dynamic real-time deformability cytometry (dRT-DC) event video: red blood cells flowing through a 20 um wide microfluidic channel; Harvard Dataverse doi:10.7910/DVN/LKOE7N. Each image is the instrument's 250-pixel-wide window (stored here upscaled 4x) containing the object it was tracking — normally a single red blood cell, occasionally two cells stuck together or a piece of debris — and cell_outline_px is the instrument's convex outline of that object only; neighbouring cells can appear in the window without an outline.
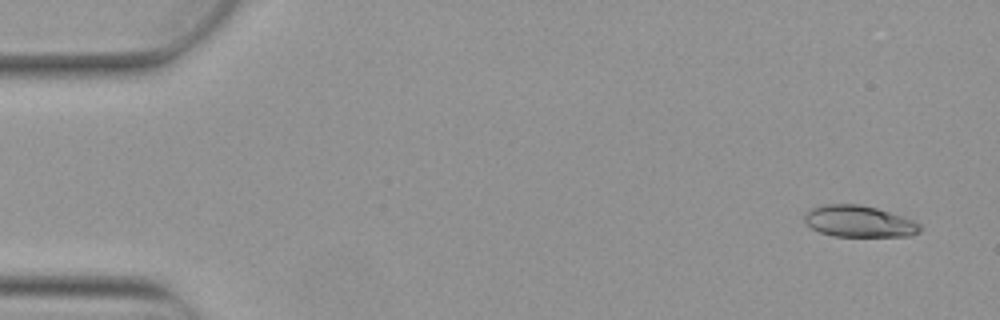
{"species": "Egyptian fruit bat (a non-hibernating species)", "species_latin": "Rousettus aegyptiacus", "temperature_condition": "warm", "stored_images_in_passage": 3, "camera_frame_rate_fps": 3000, "um_per_image_px": 0.085, "animal": {"sex": "female"}, "frame": {"image": 1, "passage_image": 1, "time_ms": 0.0, "image_size_px": [1000, 320], "cell_outline_px": [[920, 232], [908, 236], [832, 236], [820, 232], [812, 228], [804, 220], [804, 212], [812, 208], [824, 204], [860, 204], [876, 208], [912, 220], [920, 224]], "centroid_in_image_um": [72.98, 18.81], "position_along_channel_um": 12.0, "area_um2": 21.04}}
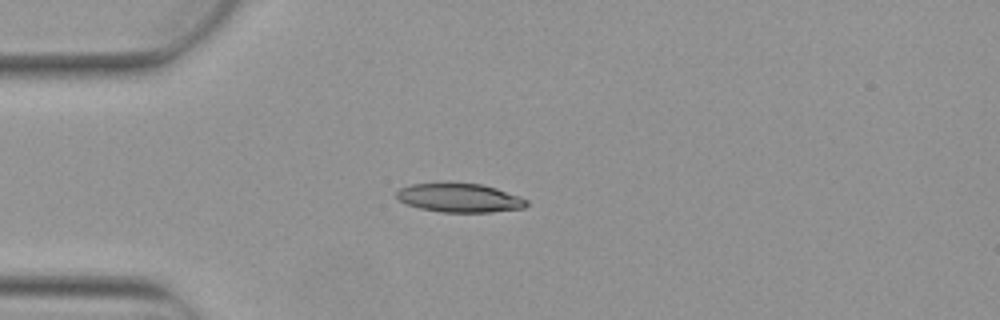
{"frame": {"image": 2, "passage_image": 3, "time_ms": 0.667, "image_size_px": [1000, 320], "cell_outline_px": [[528, 204], [524, 208], [492, 212], [440, 212], [420, 208], [408, 204], [400, 200], [396, 196], [396, 192], [400, 188], [412, 184], [480, 184], [496, 188], [520, 196], [528, 200]], "centroid_in_image_um": [39.1, 16.83], "position_along_channel_um": 45.9, "area_um2": 21.5}}